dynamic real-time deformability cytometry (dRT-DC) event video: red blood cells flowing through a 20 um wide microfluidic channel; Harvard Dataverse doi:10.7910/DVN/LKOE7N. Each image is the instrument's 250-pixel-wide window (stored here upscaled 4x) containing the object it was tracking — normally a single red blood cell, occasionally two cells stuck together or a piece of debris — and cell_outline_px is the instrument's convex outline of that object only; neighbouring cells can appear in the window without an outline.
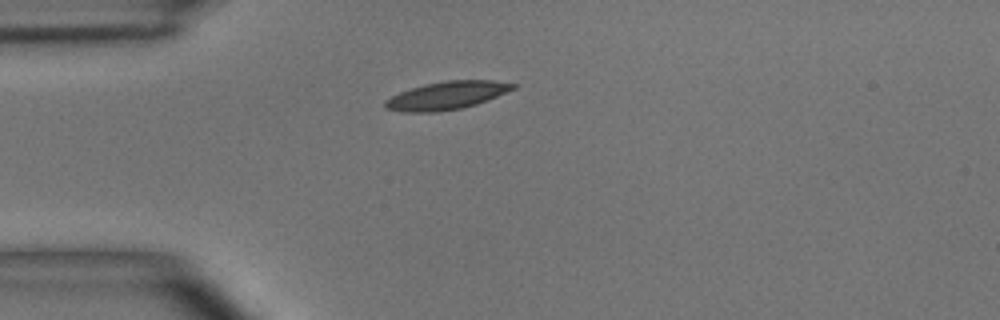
{"species": "common noctule bat (a hibernating species)", "species_latin": "Nyctalus noctula", "temperature_condition": "room temperature", "stored_images_in_passage": 2, "camera_frame_rate_fps": 3000, "um_per_image_px": 0.085, "animal": {"sex": "male", "body_mass_g": 15.6}, "frame": {"image": 1, "passage_image": 1, "time_ms": 0.0, "image_size_px": [1000, 320], "cell_outline_px": [[520, 84], [516, 88], [488, 100], [476, 104], [460, 108], [436, 112], [404, 112], [384, 108], [384, 100], [400, 92], [424, 84], [444, 80], [492, 80]], "centroid_in_image_um": [37.99, 8.11], "position_along_channel_um": 47.0, "area_um2": 20.92}}